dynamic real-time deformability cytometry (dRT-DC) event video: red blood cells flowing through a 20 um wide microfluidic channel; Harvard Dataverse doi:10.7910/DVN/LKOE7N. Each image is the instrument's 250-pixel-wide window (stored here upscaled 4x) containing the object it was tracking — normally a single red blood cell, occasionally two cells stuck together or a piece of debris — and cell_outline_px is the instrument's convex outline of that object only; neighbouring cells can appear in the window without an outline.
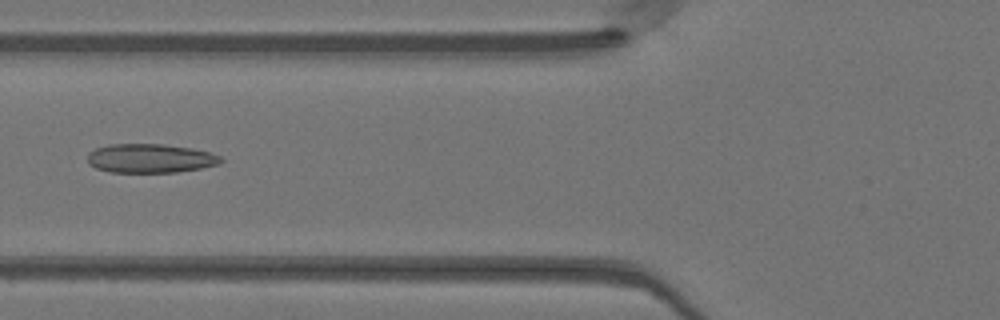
{"species": "Egyptian fruit bat (a non-hibernating species)", "species_latin": "Rousettus aegyptiacus", "temperature_condition": "warm", "stored_images_in_passage": 31, "camera_frame_rate_fps": 3000, "um_per_image_px": 0.085, "animal": {"sex": "female"}, "frame": {"image": 1, "passage_image": 8, "time_ms": 2.333, "image_size_px": [1000, 320], "cell_outline_px": [[224, 160], [220, 164], [200, 168], [176, 172], [112, 172], [96, 168], [88, 164], [88, 152], [96, 148], [108, 144], [164, 144], [192, 148], [208, 152], [220, 156]], "centroid_in_image_um": [12.76, 13.45], "position_along_channel_um": 113.0, "area_um2": 22.54}}
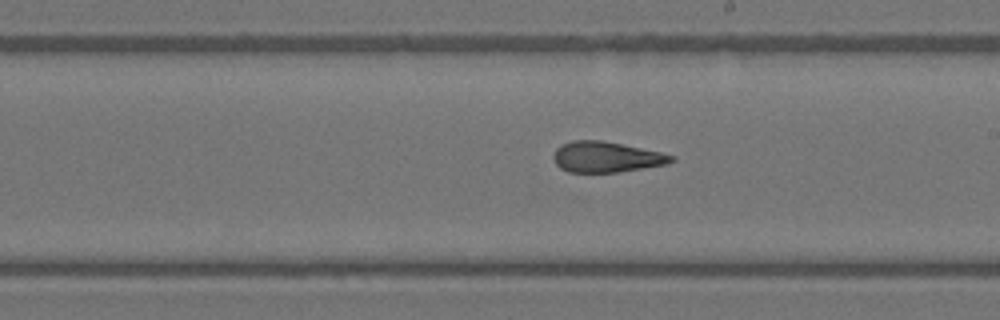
{"frame": {"image": 2, "passage_image": 17, "time_ms": 5.333, "image_size_px": [1000, 320], "cell_outline_px": [[676, 160], [668, 164], [616, 172], [568, 172], [560, 168], [556, 164], [552, 156], [556, 148], [560, 144], [572, 140], [600, 140], [660, 152], [676, 156]], "centroid_in_image_um": [51.51, 13.34], "position_along_channel_um": 237.5, "area_um2": 21.04}}
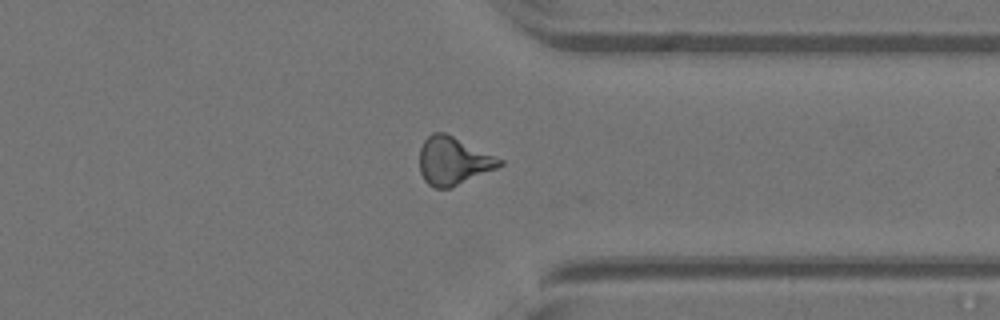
{"frame": {"image": 3, "passage_image": 27, "time_ms": 8.667, "image_size_px": [1000, 320], "cell_outline_px": [[504, 164], [496, 168], [452, 188], [436, 188], [428, 184], [424, 180], [420, 172], [420, 148], [424, 140], [432, 132], [444, 132], [504, 160]], "centroid_in_image_um": [38.52, 13.69], "position_along_channel_um": 372.9, "area_um2": 22.25}, "authors_computed_cell_mechanics": {"area_um2": 21.6172, "velocity_mm_per_s": 4.1471, "shape_relaxation_time_tau1_ms": null, "shape_relaxation_time_tau2_ms": 1.9337, "deformation_change_tau1": null, "deformation_change_tau2": 0.1189}}